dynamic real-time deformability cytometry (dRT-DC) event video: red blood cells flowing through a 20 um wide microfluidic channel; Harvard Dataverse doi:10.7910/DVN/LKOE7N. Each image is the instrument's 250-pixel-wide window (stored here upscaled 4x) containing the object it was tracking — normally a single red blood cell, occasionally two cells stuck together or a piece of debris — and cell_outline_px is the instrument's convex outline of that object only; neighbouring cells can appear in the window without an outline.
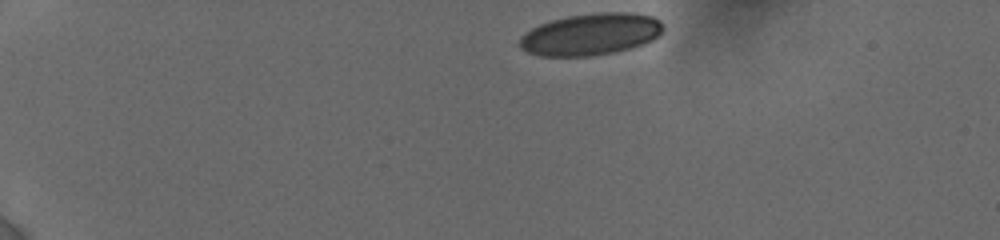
{"species": "human", "species_latin": "Homo sapiens", "temperature_condition": "cold", "stored_images_in_passage": 5, "camera_frame_rate_fps": 3000, "um_per_image_px": 0.085, "donor": {"sex": "female"}, "frame": {"image": 1, "passage_image": 1, "time_ms": 0.0, "image_size_px": [1000, 240], "cell_outline_px": [[664, 28], [660, 36], [644, 44], [612, 52], [592, 56], [540, 56], [528, 52], [520, 48], [516, 44], [520, 36], [532, 28], [540, 24], [552, 20], [568, 16], [600, 12], [632, 12], [652, 16], [660, 20]], "centroid_in_image_um": [50.21, 2.91], "position_along_channel_um": 34.8, "area_um2": 35.2}}
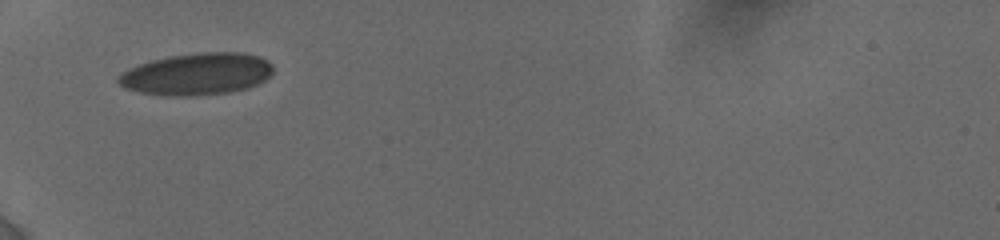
{"frame": {"image": 2, "passage_image": 4, "time_ms": 3.0, "image_size_px": [1000, 240], "cell_outline_px": [[272, 72], [264, 80], [248, 88], [228, 92], [196, 96], [168, 96], [140, 92], [124, 88], [116, 80], [120, 72], [128, 68], [152, 60], [168, 56], [200, 52], [244, 52], [260, 56], [268, 60], [272, 64]], "centroid_in_image_um": [16.72, 6.29], "position_along_channel_um": 68.3, "area_um2": 38.09}}
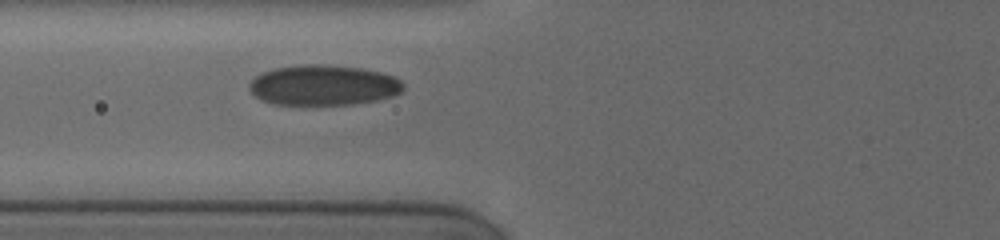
{"frame": {"image": 3, "passage_image": 5, "time_ms": 4.0, "image_size_px": [1000, 240], "cell_outline_px": [[404, 88], [400, 92], [392, 96], [372, 100], [348, 104], [276, 104], [260, 100], [248, 88], [248, 84], [260, 72], [272, 68], [300, 64], [328, 64], [360, 68], [380, 72], [392, 76], [400, 80], [404, 84]], "centroid_in_image_um": [27.43, 7.22], "position_along_channel_um": 98.4, "area_um2": 36.13}}